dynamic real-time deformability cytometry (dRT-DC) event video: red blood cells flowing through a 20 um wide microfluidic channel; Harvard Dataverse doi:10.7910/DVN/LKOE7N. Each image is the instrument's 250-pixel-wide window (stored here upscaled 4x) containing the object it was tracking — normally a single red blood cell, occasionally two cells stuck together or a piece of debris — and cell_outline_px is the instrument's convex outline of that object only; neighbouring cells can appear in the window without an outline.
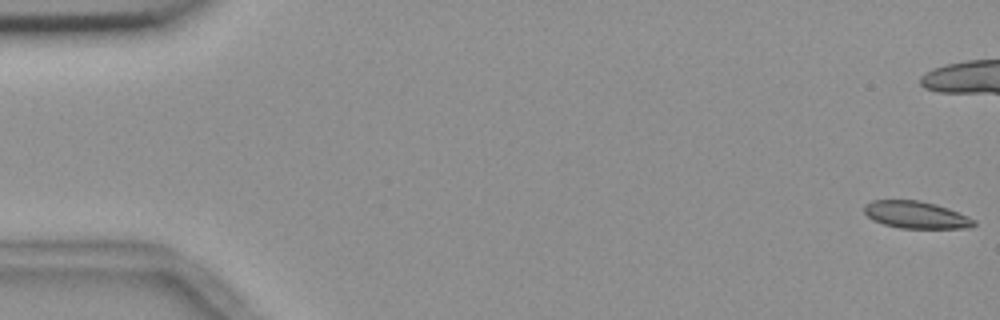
{"species": "common noctule bat (a hibernating species)", "species_latin": "Nyctalus noctula", "temperature_condition": "room temperature", "stored_images_in_passage": 57, "camera_frame_rate_fps": 3000, "um_per_image_px": 0.085, "animal": {"sex": "female", "body_mass_g": 18.4}, "frame": {"image": 1, "passage_image": 1, "time_ms": 0.0, "image_size_px": [1000, 320], "cell_outline_px": [[976, 224], [964, 228], [900, 228], [884, 224], [872, 220], [864, 212], [864, 204], [872, 200], [920, 200], [936, 204], [948, 208], [968, 216], [976, 220]], "centroid_in_image_um": [77.84, 18.25], "position_along_channel_um": 7.2, "area_um2": 17.4}}
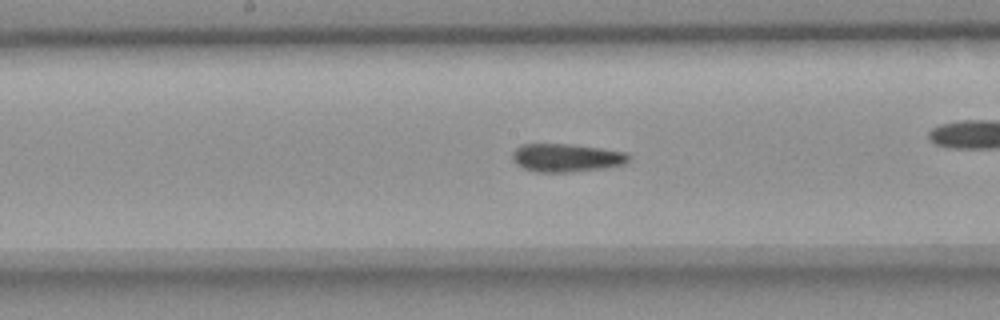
{"frame": {"image": 2, "passage_image": 29, "time_ms": 9.333, "image_size_px": [1000, 320], "cell_outline_px": [[632, 156], [624, 164], [604, 168], [568, 172], [536, 172], [524, 168], [516, 164], [512, 156], [512, 152], [516, 148], [524, 144], [568, 144], [600, 148], [624, 152]], "centroid_in_image_um": [48.13, 13.41], "position_along_channel_um": 200.1, "area_um2": 18.96}}
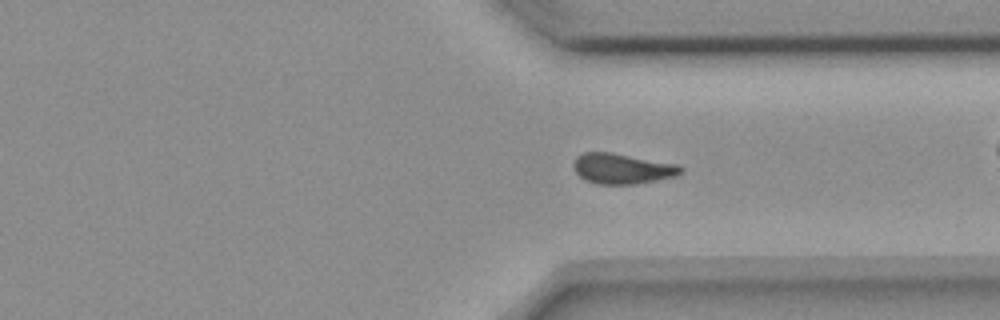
{"frame": {"image": 3, "passage_image": 42, "time_ms": 13.667, "image_size_px": [1000, 320], "cell_outline_px": [[684, 172], [676, 176], [636, 184], [596, 184], [580, 176], [576, 172], [576, 156], [584, 152], [608, 152], [676, 164], [684, 168]], "centroid_in_image_um": [52.94, 14.34], "position_along_channel_um": 358.5, "area_um2": 18.61}, "authors_computed_cell_mechanics": {"area_um2": 18.6116, "velocity_mm_per_s": 3.6514, "shape_relaxation_time_tau1_ms": null, "shape_relaxation_time_tau2_ms": 4.2985, "deformation_change_tau1": null, "deformation_change_tau2": 0.0831}}